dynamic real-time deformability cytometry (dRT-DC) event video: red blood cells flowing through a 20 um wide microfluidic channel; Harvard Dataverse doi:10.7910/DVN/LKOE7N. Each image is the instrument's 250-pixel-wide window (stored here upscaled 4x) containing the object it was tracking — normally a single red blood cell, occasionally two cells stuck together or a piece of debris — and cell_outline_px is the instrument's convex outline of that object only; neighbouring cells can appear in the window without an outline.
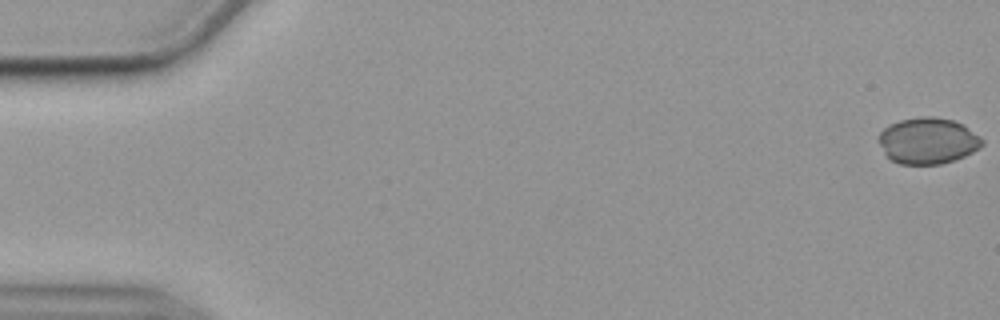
{"species": "common noctule bat (a hibernating species)", "species_latin": "Nyctalus noctula", "temperature_condition": "cold", "stored_images_in_passage": 4, "camera_frame_rate_fps": 3000, "um_per_image_px": 0.085, "animal": {"sex": "female", "body_mass_g": 19.9}, "frame": {"image": 1, "passage_image": 1, "time_ms": 0.0, "image_size_px": [1000, 320], "cell_outline_px": [[984, 144], [980, 148], [956, 160], [940, 164], [900, 164], [892, 160], [884, 152], [880, 144], [880, 132], [888, 124], [900, 120], [920, 116], [932, 116], [952, 120], [960, 124], [980, 136], [984, 140]], "centroid_in_image_um": [78.88, 11.97], "position_along_channel_um": 6.1, "area_um2": 27.74}}